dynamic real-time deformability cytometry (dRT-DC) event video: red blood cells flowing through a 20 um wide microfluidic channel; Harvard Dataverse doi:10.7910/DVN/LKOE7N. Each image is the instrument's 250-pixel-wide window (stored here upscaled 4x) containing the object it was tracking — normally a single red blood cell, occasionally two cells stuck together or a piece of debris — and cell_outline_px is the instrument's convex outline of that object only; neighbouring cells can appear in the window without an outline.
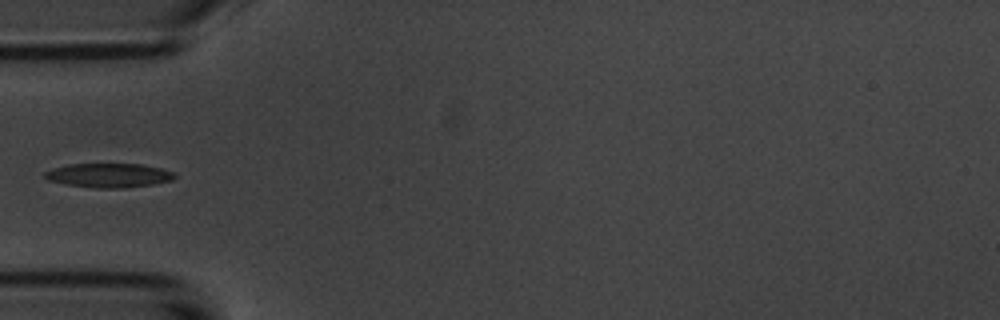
{"species": "common noctule bat (a hibernating species)", "species_latin": "Nyctalus noctula", "temperature_condition": "room temperature", "stored_images_in_passage": 38, "camera_frame_rate_fps": 3000, "um_per_image_px": 0.085, "animal": {"sex": "male", "body_mass_g": 20.1, "forearm_length_mm": 53.5}, "frame": {"image": 1, "passage_image": 1, "time_ms": 0.0, "image_size_px": [1000, 320], "cell_outline_px": [[176, 176], [172, 180], [152, 184], [124, 188], [96, 188], [68, 184], [48, 180], [44, 176], [44, 172], [52, 168], [68, 164], [140, 164], [160, 168], [172, 172]], "centroid_in_image_um": [9.22, 14.9], "position_along_channel_um": 75.8, "area_um2": 18.09}}
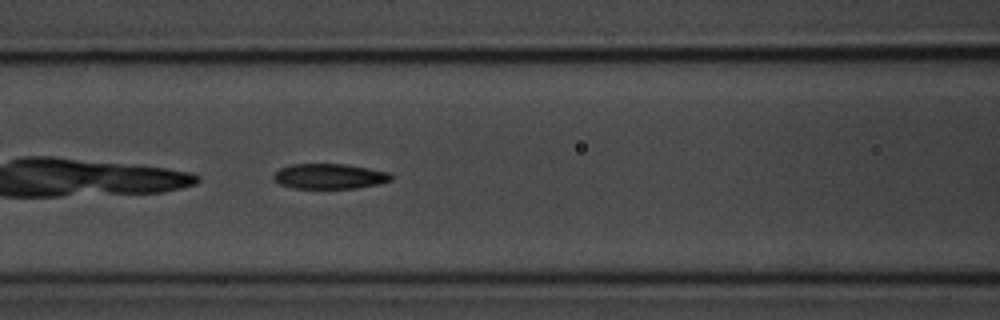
{"frame": {"image": 2, "passage_image": 6, "time_ms": 1.667, "image_size_px": [1000, 320], "cell_outline_px": [[392, 180], [380, 184], [356, 188], [292, 188], [280, 184], [272, 180], [272, 176], [280, 168], [292, 164], [344, 164], [392, 172]], "centroid_in_image_um": [28.02, 14.98], "position_along_channel_um": 138.6, "area_um2": 17.4}}
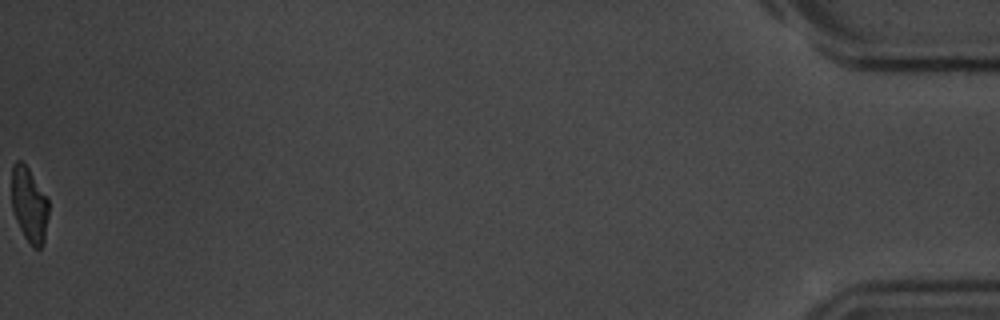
{"frame": {"image": 3, "passage_image": 38, "time_ms": 12.333, "image_size_px": [1000, 320], "cell_outline_px": [[48, 216], [44, 244], [40, 248], [32, 248], [24, 236], [16, 220], [12, 208], [12, 164], [16, 160], [20, 160], [28, 168], [48, 200]], "centroid_in_image_um": [2.48, 17.44], "position_along_channel_um": 432.7, "area_um2": 16.07}}